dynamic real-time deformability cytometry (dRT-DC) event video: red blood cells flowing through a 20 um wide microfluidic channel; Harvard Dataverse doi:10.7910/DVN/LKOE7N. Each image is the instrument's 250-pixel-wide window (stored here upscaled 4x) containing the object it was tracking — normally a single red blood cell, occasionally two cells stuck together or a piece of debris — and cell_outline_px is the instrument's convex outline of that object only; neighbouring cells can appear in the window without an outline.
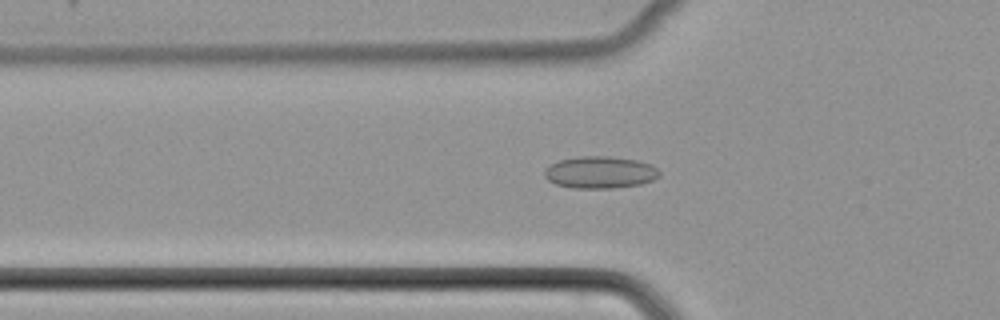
{"species": "common noctule bat (a hibernating species)", "species_latin": "Nyctalus noctula", "temperature_condition": "cold", "stored_images_in_passage": 51, "camera_frame_rate_fps": 3000, "um_per_image_px": 0.085, "animal": {"sex": "female", "body_mass_g": 22.7, "forearm_length_mm": 54.2}, "frame": {"image": 1, "passage_image": 18, "time_ms": 5.667, "image_size_px": [1000, 320], "cell_outline_px": [[660, 176], [652, 180], [640, 184], [612, 188], [572, 188], [556, 184], [548, 180], [544, 176], [544, 168], [560, 160], [580, 156], [608, 156], [636, 160], [652, 164], [660, 172]], "centroid_in_image_um": [51.0, 14.65], "position_along_channel_um": 74.8, "area_um2": 21.44}}
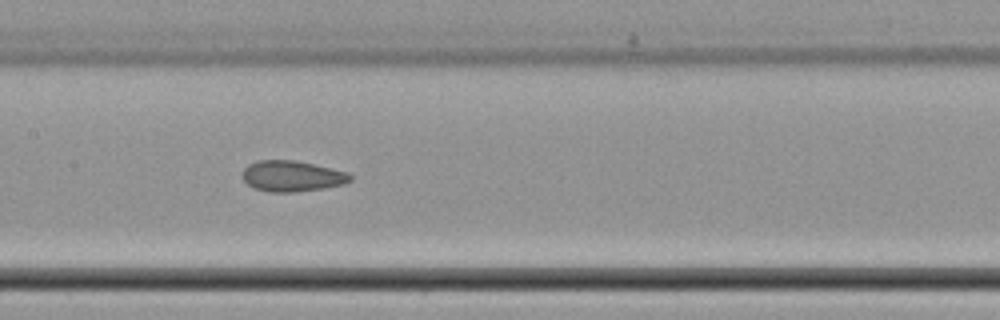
{"frame": {"image": 2, "passage_image": 26, "time_ms": 8.333, "image_size_px": [1000, 320], "cell_outline_px": [[352, 180], [344, 184], [324, 188], [292, 192], [268, 192], [256, 188], [248, 184], [244, 180], [244, 168], [248, 164], [256, 160], [296, 160], [348, 172], [352, 176]], "centroid_in_image_um": [24.84, 14.96], "position_along_channel_um": 182.6, "area_um2": 19.31}}
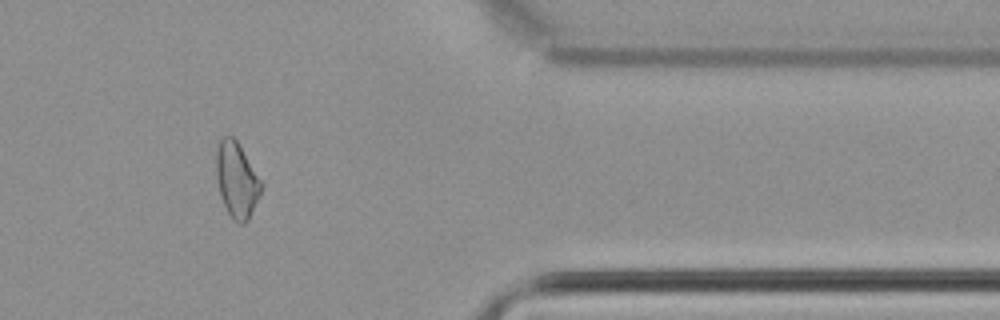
{"frame": {"image": 3, "passage_image": 43, "time_ms": 14.0, "image_size_px": [1000, 320], "cell_outline_px": [[264, 184], [248, 220], [244, 224], [240, 224], [228, 212], [220, 196], [216, 176], [216, 152], [220, 140], [224, 136], [232, 136], [236, 140]], "centroid_in_image_um": [20.12, 15.28], "position_along_channel_um": 391.3, "area_um2": 19.48}}